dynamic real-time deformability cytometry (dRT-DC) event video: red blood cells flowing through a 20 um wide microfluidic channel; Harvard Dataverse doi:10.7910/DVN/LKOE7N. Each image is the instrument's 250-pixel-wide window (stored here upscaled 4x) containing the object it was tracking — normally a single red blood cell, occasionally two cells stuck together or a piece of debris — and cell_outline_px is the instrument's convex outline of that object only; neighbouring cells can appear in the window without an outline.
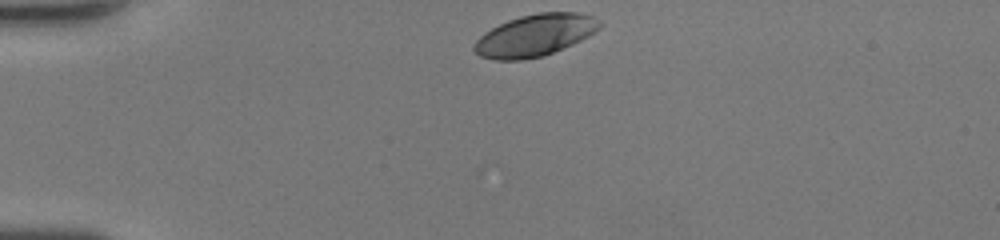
{"species": "human", "species_latin": "Homo sapiens", "temperature_condition": "room temperature", "stored_images_in_passage": 30, "camera_frame_rate_fps": 3000, "um_per_image_px": 0.085, "donor": {"sex": "female"}, "frame": {"image": 1, "passage_image": 1, "time_ms": 0.0, "image_size_px": [1000, 240], "cell_outline_px": [[604, 24], [600, 28], [588, 36], [572, 44], [544, 56], [520, 60], [496, 60], [480, 56], [472, 48], [472, 44], [484, 32], [508, 20], [520, 16], [540, 12], [576, 12], [592, 16]], "centroid_in_image_um": [45.46, 3.0], "position_along_channel_um": 39.5, "area_um2": 30.58}}
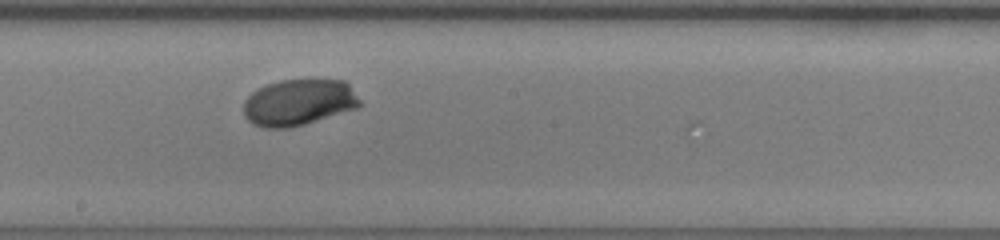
{"frame": {"image": 2, "passage_image": 17, "time_ms": 5.333, "image_size_px": [1000, 240], "cell_outline_px": [[364, 104], [356, 108], [304, 124], [288, 128], [264, 128], [252, 124], [244, 116], [244, 100], [256, 88], [280, 80], [308, 76], [316, 76], [348, 80]], "centroid_in_image_um": [25.45, 8.63], "position_along_channel_um": 222.7, "area_um2": 32.77}}
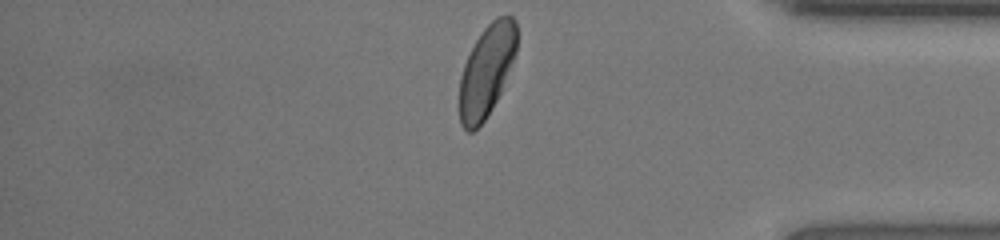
{"frame": {"image": 3, "passage_image": 30, "time_ms": 9.667, "image_size_px": [1000, 240], "cell_outline_px": [[516, 52], [500, 92], [492, 108], [484, 120], [472, 132], [468, 132], [460, 124], [460, 76], [464, 64], [476, 40], [484, 28], [496, 16], [512, 16], [516, 20]], "centroid_in_image_um": [41.35, 6.0], "position_along_channel_um": 393.8, "area_um2": 30.06}, "authors_computed_cell_mechanics": {"area_um2": 31.1831, "velocity_mm_per_s": 4.3824, "shape_relaxation_time_tau1_ms": 2.4246, "shape_relaxation_time_tau2_ms": null, "deformation_change_tau1": 0.1559, "deformation_change_tau2": null}}